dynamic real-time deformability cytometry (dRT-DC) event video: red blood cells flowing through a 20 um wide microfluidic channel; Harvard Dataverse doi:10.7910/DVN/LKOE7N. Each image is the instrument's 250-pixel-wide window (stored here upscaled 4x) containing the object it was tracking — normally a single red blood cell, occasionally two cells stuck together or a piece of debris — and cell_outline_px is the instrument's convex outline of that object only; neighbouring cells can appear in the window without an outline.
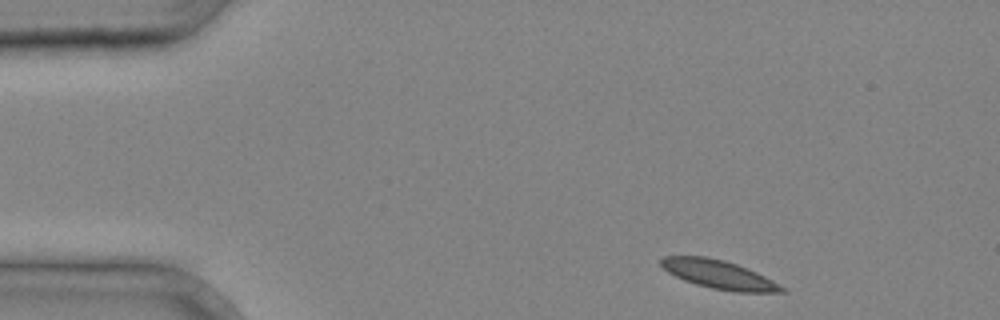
{"species": "common noctule bat (a hibernating species)", "species_latin": "Nyctalus noctula", "temperature_condition": "cold", "stored_images_in_passage": 4, "camera_frame_rate_fps": 3000, "um_per_image_px": 0.085, "animal": {"sex": "male", "body_mass_g": 20.4}, "frame": {"image": 1, "passage_image": 1, "time_ms": 0.0, "image_size_px": [1000, 320], "cell_outline_px": [[788, 292], [736, 292], [712, 288], [696, 284], [684, 280], [668, 272], [660, 264], [660, 260], [664, 256], [708, 256], [724, 260], [748, 268], [772, 280], [784, 288]], "centroid_in_image_um": [61.09, 23.32], "position_along_channel_um": 23.9, "area_um2": 19.94}}
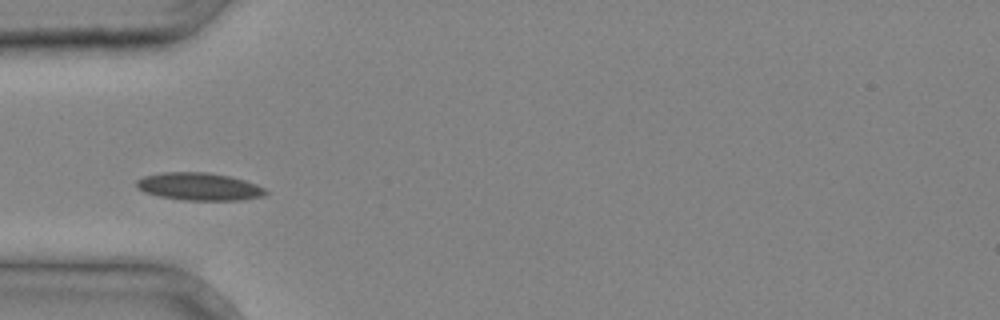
{"frame": {"image": 2, "passage_image": 3, "time_ms": 0.667, "image_size_px": [1000, 320], "cell_outline_px": [[268, 192], [264, 196], [240, 200], [184, 200], [160, 196], [144, 192], [136, 188], [136, 180], [144, 176], [164, 172], [208, 172], [228, 176], [244, 180], [256, 184], [264, 188]], "centroid_in_image_um": [16.91, 15.86], "position_along_channel_um": 68.1, "area_um2": 20.75}}